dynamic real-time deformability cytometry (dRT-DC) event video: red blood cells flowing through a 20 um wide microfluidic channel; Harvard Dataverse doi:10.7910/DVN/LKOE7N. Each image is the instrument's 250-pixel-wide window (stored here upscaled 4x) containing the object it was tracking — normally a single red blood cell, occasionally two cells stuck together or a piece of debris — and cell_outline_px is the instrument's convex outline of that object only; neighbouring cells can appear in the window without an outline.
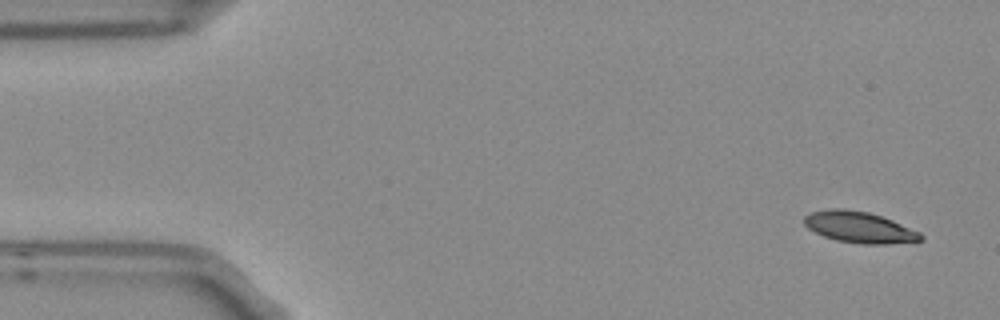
{"species": "Egyptian fruit bat (a non-hibernating species)", "species_latin": "Rousettus aegyptiacus", "temperature_condition": "room temperature", "stored_images_in_passage": 5, "camera_frame_rate_fps": 3000, "um_per_image_px": 0.085, "frame": {"image": 1, "passage_image": 1, "time_ms": 0.0, "image_size_px": [1000, 320], "cell_outline_px": [[924, 240], [888, 244], [864, 244], [836, 240], [824, 236], [808, 228], [804, 224], [804, 216], [812, 212], [832, 208], [844, 208], [868, 212], [892, 220], [920, 232], [924, 236]], "centroid_in_image_um": [73.06, 19.31], "position_along_channel_um": 11.9, "area_um2": 21.1}}
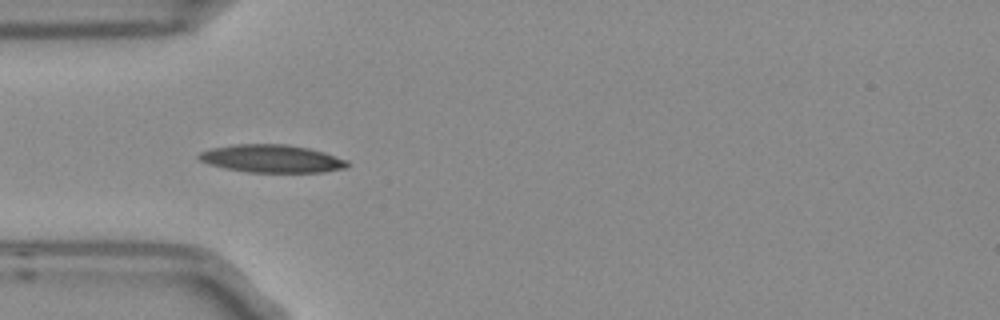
{"frame": {"image": 2, "passage_image": 4, "time_ms": 1.0, "image_size_px": [1000, 320], "cell_outline_px": [[348, 164], [344, 168], [324, 172], [248, 172], [208, 164], [200, 160], [196, 156], [200, 152], [212, 148], [232, 144], [288, 144], [308, 148], [324, 152], [348, 160]], "centroid_in_image_um": [23.09, 13.47], "position_along_channel_um": 61.9, "area_um2": 23.99}}
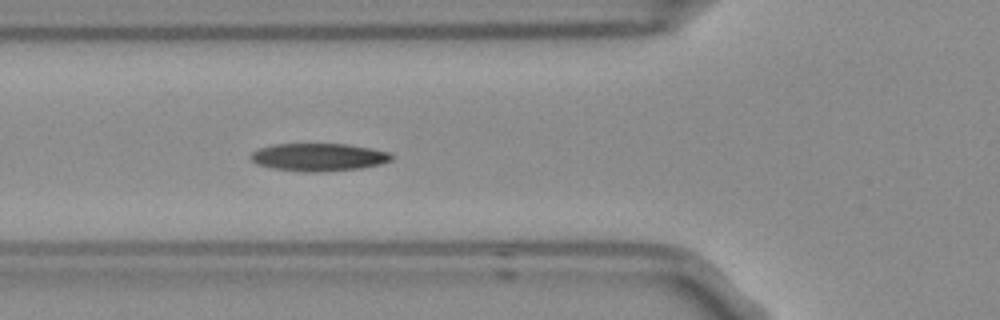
{"frame": {"image": 3, "passage_image": 5, "time_ms": 1.333, "image_size_px": [1000, 320], "cell_outline_px": [[396, 156], [392, 160], [380, 164], [360, 168], [320, 172], [304, 172], [272, 168], [256, 164], [252, 160], [252, 152], [260, 148], [276, 144], [348, 144], [372, 148], [388, 152]], "centroid_in_image_um": [27.13, 13.36], "position_along_channel_um": 98.7, "area_um2": 22.77}}